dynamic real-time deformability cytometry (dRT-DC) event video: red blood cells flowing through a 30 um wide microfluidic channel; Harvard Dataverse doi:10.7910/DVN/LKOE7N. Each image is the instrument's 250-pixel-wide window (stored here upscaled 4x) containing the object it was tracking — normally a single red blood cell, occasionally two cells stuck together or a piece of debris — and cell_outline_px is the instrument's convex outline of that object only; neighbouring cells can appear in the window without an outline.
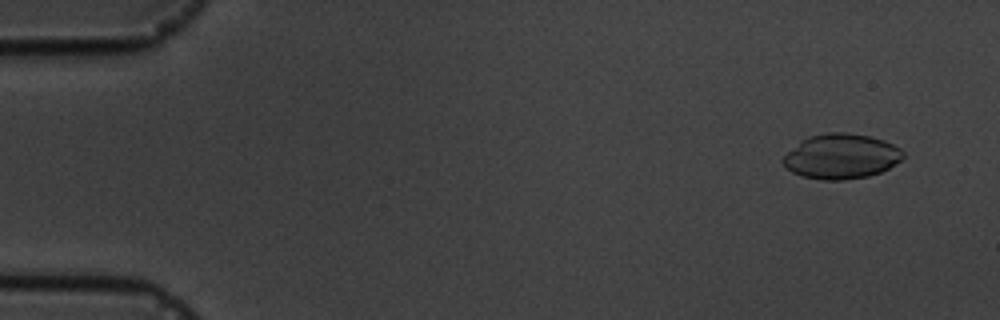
{"species": "common noctule bat (a hibernating species)", "species_latin": "Nyctalus noctula", "temperature_condition": "cold", "stored_images_in_passage": 5, "camera_frame_rate_fps": 3000, "um_per_image_px": 0.085, "animal": {"sex": "male", "body_mass_g": 19.5, "forearm_length_mm": 54.6}, "frame": {"image": 1, "passage_image": 1, "time_ms": 0.0, "image_size_px": [1000, 320], "cell_outline_px": [[904, 156], [900, 160], [888, 168], [880, 172], [868, 176], [844, 180], [820, 180], [800, 176], [792, 172], [780, 160], [788, 152], [808, 136], [828, 132], [844, 132], [868, 136], [884, 140], [900, 148], [904, 152]], "centroid_in_image_um": [71.5, 13.3], "position_along_channel_um": 13.5, "area_um2": 31.33}}